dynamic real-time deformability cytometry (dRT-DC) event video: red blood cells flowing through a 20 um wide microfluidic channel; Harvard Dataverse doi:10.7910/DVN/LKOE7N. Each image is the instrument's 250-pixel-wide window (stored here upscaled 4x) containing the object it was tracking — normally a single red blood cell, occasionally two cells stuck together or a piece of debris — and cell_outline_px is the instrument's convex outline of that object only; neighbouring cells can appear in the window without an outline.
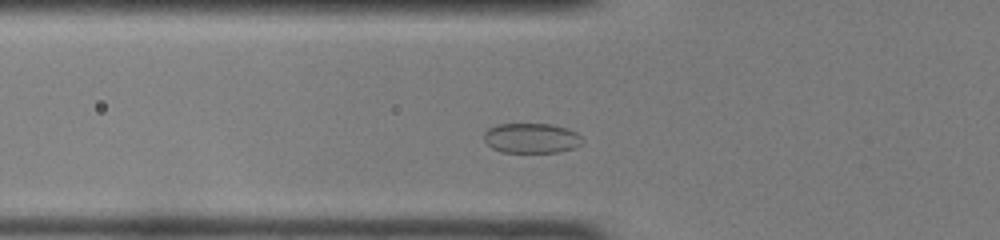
{"species": "common noctule bat (a hibernating species)", "species_latin": "Nyctalus noctula", "temperature_condition": "room temperature", "stored_images_in_passage": 39, "camera_frame_rate_fps": 3000, "um_per_image_px": 0.085, "animal": {"sex": "female", "body_mass_g": 22.0, "forearm_length_mm": 56.7}, "frame": {"image": 1, "passage_image": 7, "time_ms": 2.0, "image_size_px": [1000, 240], "cell_outline_px": [[584, 140], [580, 144], [572, 148], [560, 152], [500, 152], [492, 148], [484, 140], [484, 132], [488, 128], [496, 124], [552, 124], [568, 128], [576, 132]], "centroid_in_image_um": [45.16, 11.73], "position_along_channel_um": 80.6, "area_um2": 17.28}}
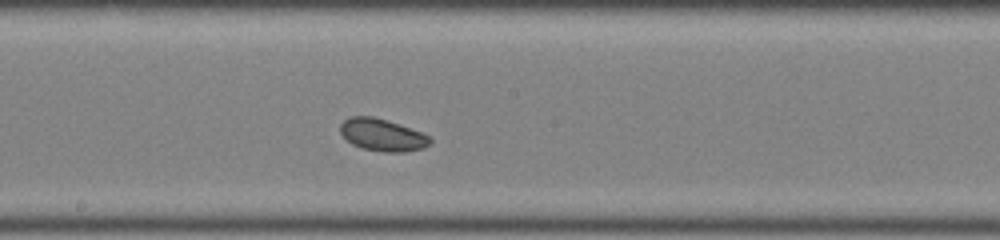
{"frame": {"image": 2, "passage_image": 17, "time_ms": 5.333, "image_size_px": [1000, 240], "cell_outline_px": [[432, 140], [424, 148], [404, 152], [384, 152], [364, 148], [352, 144], [340, 132], [340, 124], [348, 116], [372, 116], [388, 120], [420, 132], [428, 136]], "centroid_in_image_um": [32.48, 11.46], "position_along_channel_um": 215.7, "area_um2": 16.7}}
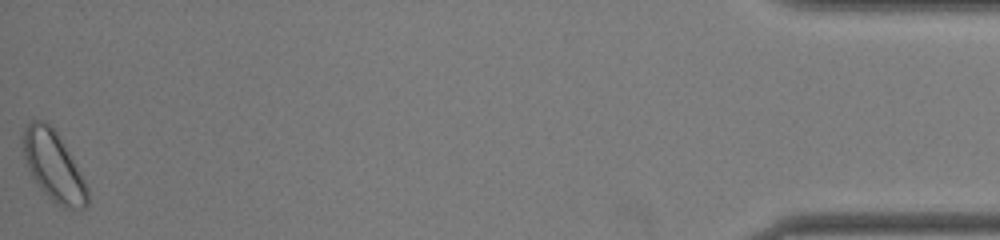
{"frame": {"image": 3, "passage_image": 39, "time_ms": 12.667, "image_size_px": [1000, 240], "cell_outline_px": [[88, 204], [84, 208], [64, 208], [56, 204], [44, 192], [32, 176], [28, 168], [24, 156], [20, 136], [24, 128], [32, 120], [44, 120], [56, 132], [84, 180], [88, 188]], "centroid_in_image_um": [4.51, 14.11], "position_along_channel_um": 430.7, "area_um2": 25.72}, "authors_computed_cell_mechanics": {"area_um2": 17.2822, "velocity_mm_per_s": 4.0556, "shape_relaxation_time_tau1_ms": 1.4573, "shape_relaxation_time_tau2_ms": null, "deformation_change_tau1": 0.0461, "deformation_change_tau2": null}}